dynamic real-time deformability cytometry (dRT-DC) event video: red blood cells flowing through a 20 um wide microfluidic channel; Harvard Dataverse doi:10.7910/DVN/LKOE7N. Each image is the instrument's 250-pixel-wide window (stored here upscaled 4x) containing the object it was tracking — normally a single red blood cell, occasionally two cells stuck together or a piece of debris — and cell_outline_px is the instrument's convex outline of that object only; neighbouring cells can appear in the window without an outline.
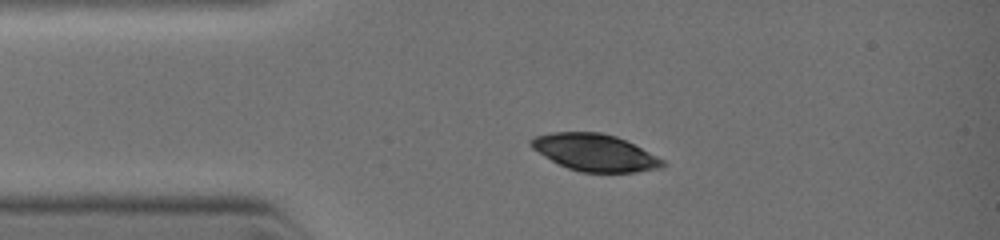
{"species": "common noctule bat (a hibernating species)", "species_latin": "Nyctalus noctula", "temperature_condition": "warm", "stored_images_in_passage": 5, "camera_frame_rate_fps": 3000, "um_per_image_px": 0.085, "animal": {"sex": "female", "body_mass_g": 19.0, "forearm_length_mm": 51.5}, "frame": {"image": 1, "passage_image": 3, "time_ms": 1.0, "image_size_px": [1000, 240], "cell_outline_px": [[664, 164], [660, 168], [636, 172], [580, 172], [568, 168], [544, 156], [532, 148], [528, 140], [536, 136], [552, 132], [600, 132], [616, 136], [664, 160]], "centroid_in_image_um": [50.53, 12.96], "position_along_channel_um": 34.5, "area_um2": 27.98}}